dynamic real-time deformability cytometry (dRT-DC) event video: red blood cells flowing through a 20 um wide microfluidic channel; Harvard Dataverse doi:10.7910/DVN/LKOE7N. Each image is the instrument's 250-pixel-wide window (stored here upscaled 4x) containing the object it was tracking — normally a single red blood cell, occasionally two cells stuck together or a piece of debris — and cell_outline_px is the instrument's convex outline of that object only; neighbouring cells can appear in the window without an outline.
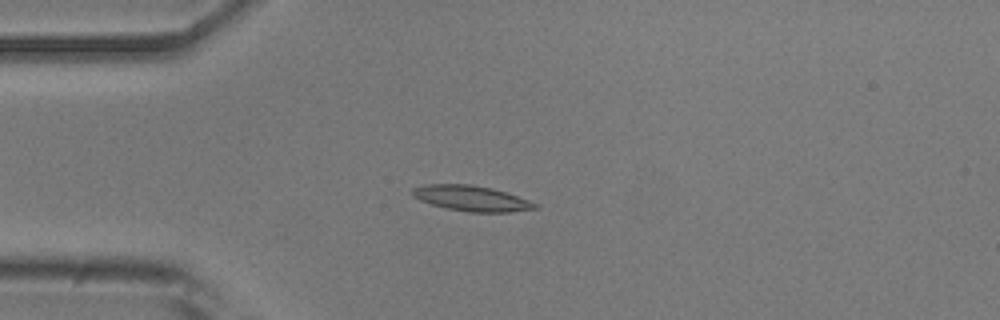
{"species": "common noctule bat (a hibernating species)", "species_latin": "Nyctalus noctula", "temperature_condition": "room temperature", "stored_images_in_passage": 6, "camera_frame_rate_fps": 3000, "um_per_image_px": 0.085, "animal": {"sex": "male", "body_mass_g": 20.5, "forearm_length_mm": 52.5}, "frame": {"image": 1, "passage_image": 3, "time_ms": 0.667, "image_size_px": [1000, 320], "cell_outline_px": [[540, 208], [508, 212], [468, 212], [448, 208], [432, 204], [420, 200], [412, 196], [412, 188], [424, 184], [472, 184], [492, 188], [540, 204]], "centroid_in_image_um": [40.08, 16.85], "position_along_channel_um": 44.9, "area_um2": 18.15}}
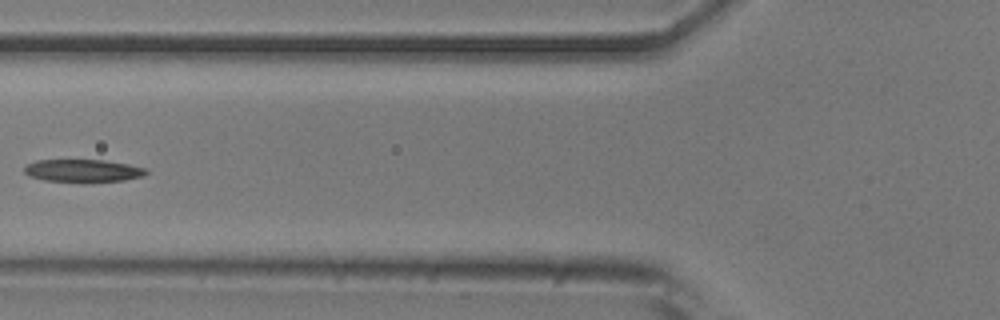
{"frame": {"image": 2, "passage_image": 5, "time_ms": 1.333, "image_size_px": [1000, 320], "cell_outline_px": [[148, 172], [144, 176], [124, 180], [88, 184], [80, 184], [44, 180], [28, 176], [24, 172], [24, 168], [28, 164], [36, 160], [104, 160], [128, 164], [144, 168]], "centroid_in_image_um": [7.04, 14.55], "position_along_channel_um": 118.8, "area_um2": 16.7}}
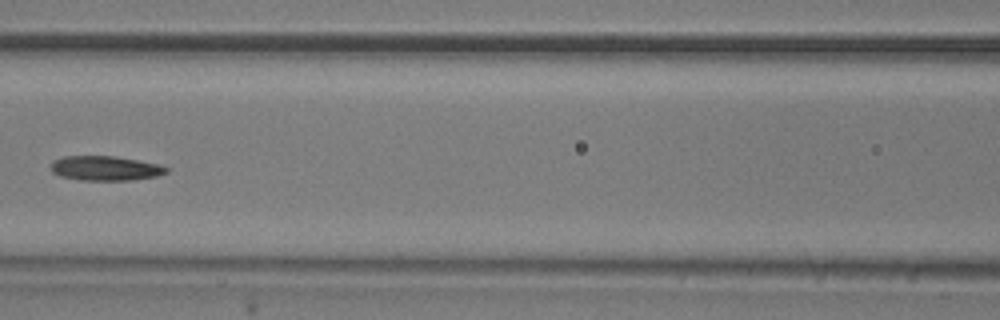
{"frame": {"image": 3, "passage_image": 6, "time_ms": 1.667, "image_size_px": [1000, 320], "cell_outline_px": [[168, 172], [156, 176], [132, 180], [80, 180], [60, 176], [52, 172], [48, 168], [52, 160], [64, 156], [116, 156], [156, 164], [168, 168]], "centroid_in_image_um": [8.87, 14.3], "position_along_channel_um": 157.7, "area_um2": 16.59}}